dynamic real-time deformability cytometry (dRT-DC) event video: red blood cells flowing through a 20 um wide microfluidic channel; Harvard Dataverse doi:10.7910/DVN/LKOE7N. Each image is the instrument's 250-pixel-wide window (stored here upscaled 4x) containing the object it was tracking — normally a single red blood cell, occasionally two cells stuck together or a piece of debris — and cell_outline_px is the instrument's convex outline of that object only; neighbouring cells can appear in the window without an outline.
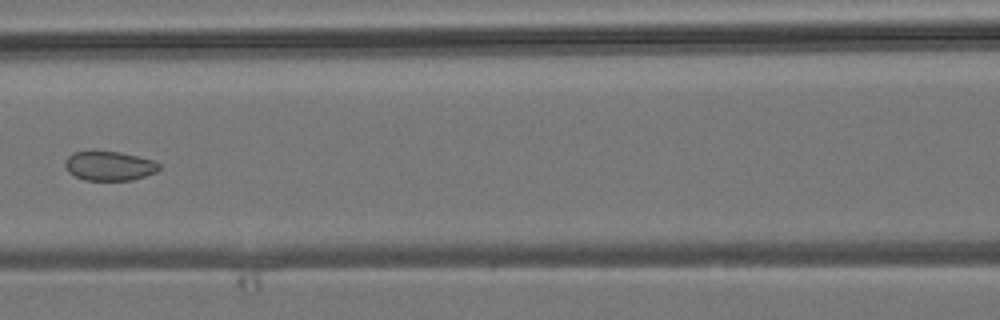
{"species": "common noctule bat (a hibernating species)", "species_latin": "Nyctalus noctula", "temperature_condition": "room temperature", "stored_images_in_passage": 6, "camera_frame_rate_fps": 3000, "um_per_image_px": 0.085, "animal": {"sex": "male", "body_mass_g": 19.2, "forearm_length_mm": 51.8}, "frame": {"image": 1, "passage_image": 6, "time_ms": 5.667, "image_size_px": [1000, 320], "cell_outline_px": [[160, 168], [156, 172], [132, 180], [84, 180], [68, 172], [64, 168], [64, 164], [68, 156], [72, 152], [120, 152], [152, 160], [160, 164]], "centroid_in_image_um": [9.27, 14.11], "position_along_channel_um": 157.3, "area_um2": 15.9}}